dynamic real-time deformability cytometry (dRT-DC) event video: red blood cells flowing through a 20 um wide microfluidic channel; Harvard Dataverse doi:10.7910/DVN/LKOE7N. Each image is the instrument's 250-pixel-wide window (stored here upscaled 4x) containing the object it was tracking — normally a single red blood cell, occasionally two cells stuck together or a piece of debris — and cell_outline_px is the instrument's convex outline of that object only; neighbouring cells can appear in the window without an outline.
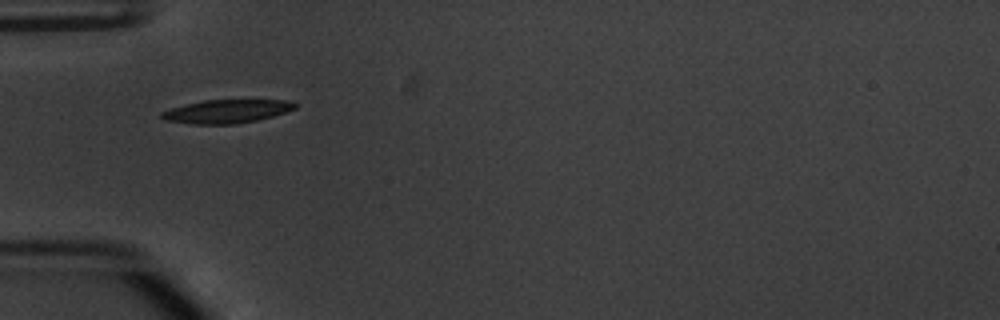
{"species": "common noctule bat (a hibernating species)", "species_latin": "Nyctalus noctula", "temperature_condition": "warm", "stored_images_in_passage": 3, "camera_frame_rate_fps": 3000, "um_per_image_px": 0.085, "animal": {"sex": "male", "body_mass_g": 20.1, "forearm_length_mm": 53.5}, "frame": {"image": 1, "passage_image": 1, "time_ms": 0.0, "image_size_px": [1000, 320], "cell_outline_px": [[296, 108], [272, 116], [256, 120], [236, 124], [192, 124], [164, 120], [160, 116], [160, 112], [172, 108], [204, 100], [288, 100], [296, 104]], "centroid_in_image_um": [19.24, 9.47], "position_along_channel_um": 65.8, "area_um2": 18.03}}